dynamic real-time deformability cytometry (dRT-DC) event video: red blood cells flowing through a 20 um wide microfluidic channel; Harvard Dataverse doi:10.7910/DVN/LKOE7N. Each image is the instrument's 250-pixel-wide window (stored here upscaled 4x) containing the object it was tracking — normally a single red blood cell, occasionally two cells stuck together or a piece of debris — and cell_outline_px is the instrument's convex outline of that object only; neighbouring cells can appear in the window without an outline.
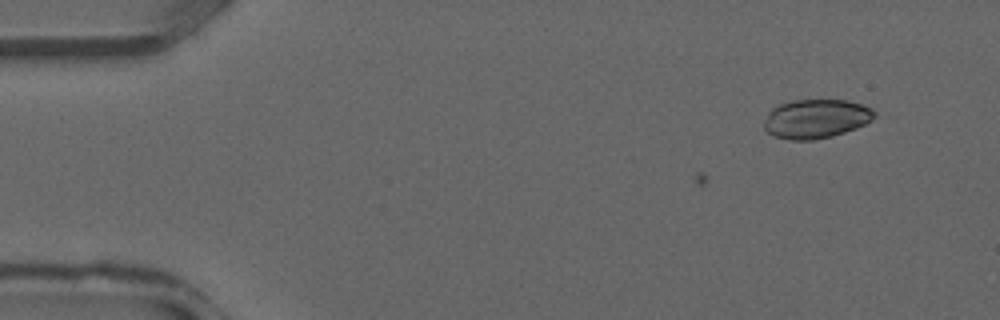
{"species": "common noctule bat (a hibernating species)", "species_latin": "Nyctalus noctula", "temperature_condition": "warm", "stored_images_in_passage": 4, "camera_frame_rate_fps": 3000, "um_per_image_px": 0.085, "animal": {"sex": "male", "forearm_length_mm": 52.5}, "frame": {"image": 1, "passage_image": 4, "time_ms": 1.0, "image_size_px": [1000, 320], "cell_outline_px": [[876, 116], [872, 120], [856, 128], [832, 136], [812, 140], [788, 140], [772, 136], [764, 128], [764, 120], [768, 112], [772, 108], [780, 104], [792, 100], [848, 100], [872, 108], [876, 112]], "centroid_in_image_um": [69.35, 10.1], "position_along_channel_um": 15.7, "area_um2": 25.26}}